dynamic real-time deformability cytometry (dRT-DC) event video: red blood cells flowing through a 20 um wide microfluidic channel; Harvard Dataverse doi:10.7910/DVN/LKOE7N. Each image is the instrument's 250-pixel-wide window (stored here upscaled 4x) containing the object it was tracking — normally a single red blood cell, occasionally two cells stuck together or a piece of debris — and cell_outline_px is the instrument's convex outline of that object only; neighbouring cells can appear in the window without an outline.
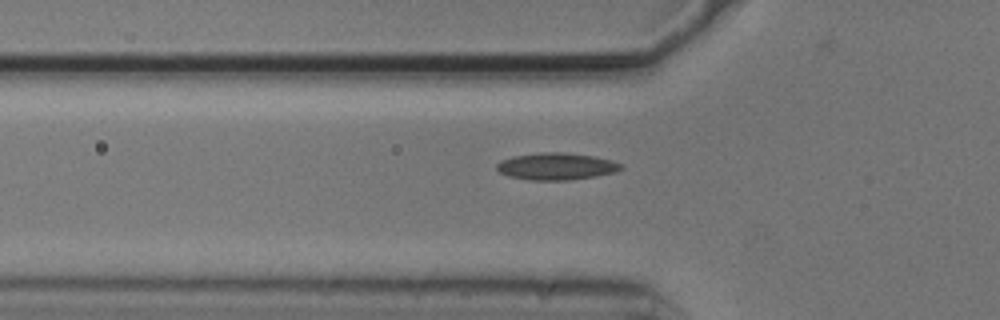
{"species": "common noctule bat (a hibernating species)", "species_latin": "Nyctalus noctula", "temperature_condition": "cold", "stored_images_in_passage": 6, "camera_frame_rate_fps": 3000, "um_per_image_px": 0.085, "animal": {"sex": "male", "body_mass_g": 20.5, "forearm_length_mm": 52.5}, "frame": {"image": 1, "passage_image": 6, "time_ms": 1.667, "image_size_px": [1000, 320], "cell_outline_px": [[624, 168], [616, 172], [596, 176], [568, 180], [532, 180], [508, 176], [500, 172], [496, 168], [496, 164], [500, 160], [512, 156], [540, 152], [564, 152], [592, 156], [612, 160], [620, 164]], "centroid_in_image_um": [47.27, 14.13], "position_along_channel_um": 78.5, "area_um2": 19.59}}